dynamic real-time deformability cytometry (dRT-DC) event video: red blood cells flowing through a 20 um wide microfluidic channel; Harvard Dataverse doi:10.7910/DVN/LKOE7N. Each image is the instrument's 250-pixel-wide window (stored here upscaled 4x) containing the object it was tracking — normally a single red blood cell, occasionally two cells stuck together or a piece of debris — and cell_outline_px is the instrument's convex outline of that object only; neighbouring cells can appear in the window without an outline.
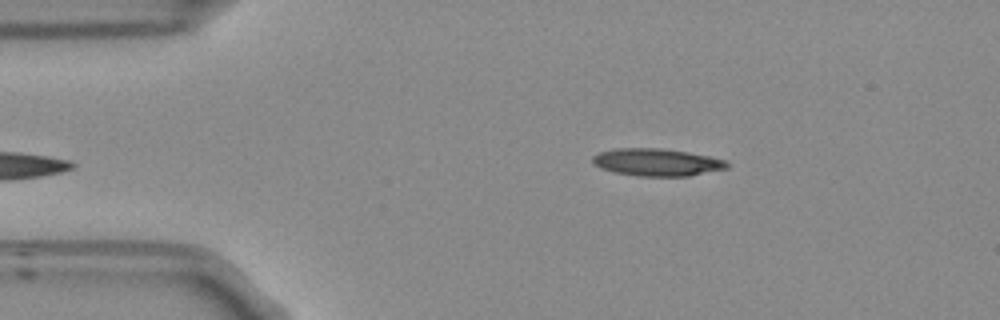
{"species": "Egyptian fruit bat (a non-hibernating species)", "species_latin": "Rousettus aegyptiacus", "temperature_condition": "room temperature", "stored_images_in_passage": 43, "camera_frame_rate_fps": 3000, "um_per_image_px": 0.085, "frame": {"image": 1, "passage_image": 6, "time_ms": 1.667, "image_size_px": [1000, 320], "cell_outline_px": [[728, 168], [688, 176], [640, 176], [616, 172], [600, 168], [592, 164], [592, 156], [600, 152], [612, 148], [660, 148], [688, 152], [708, 156], [724, 160], [728, 164]], "centroid_in_image_um": [55.79, 13.78], "position_along_channel_um": 29.2, "area_um2": 21.39}}
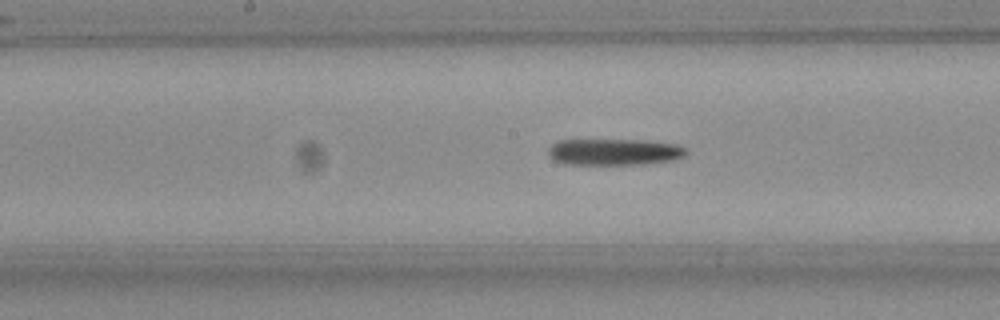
{"frame": {"image": 2, "passage_image": 23, "time_ms": 7.333, "image_size_px": [1000, 320], "cell_outline_px": [[688, 152], [684, 156], [672, 160], [644, 164], [568, 164], [556, 160], [548, 156], [548, 148], [556, 140], [648, 140], [680, 144]], "centroid_in_image_um": [52.23, 12.9], "position_along_channel_um": 196.0, "area_um2": 21.39}}
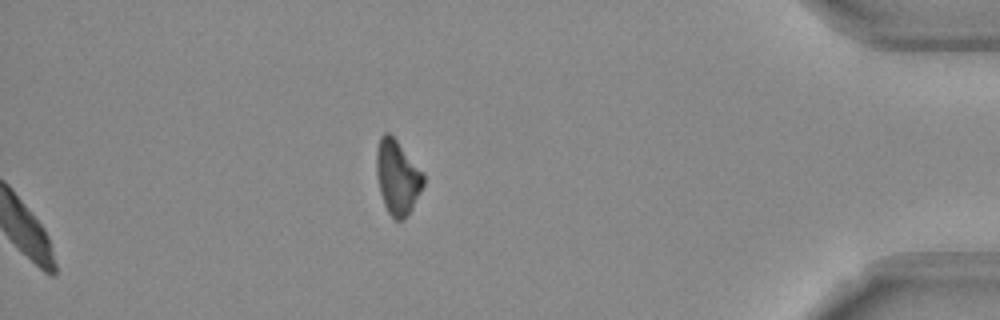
{"frame": {"image": 3, "passage_image": 43, "time_ms": 14.0, "image_size_px": [1000, 320], "cell_outline_px": [[424, 184], [412, 208], [400, 220], [396, 220], [388, 212], [384, 204], [380, 192], [376, 176], [376, 148], [380, 136], [384, 132], [388, 132], [396, 140], [424, 172]], "centroid_in_image_um": [33.76, 15.02], "position_along_channel_um": 401.4, "area_um2": 20.23}}